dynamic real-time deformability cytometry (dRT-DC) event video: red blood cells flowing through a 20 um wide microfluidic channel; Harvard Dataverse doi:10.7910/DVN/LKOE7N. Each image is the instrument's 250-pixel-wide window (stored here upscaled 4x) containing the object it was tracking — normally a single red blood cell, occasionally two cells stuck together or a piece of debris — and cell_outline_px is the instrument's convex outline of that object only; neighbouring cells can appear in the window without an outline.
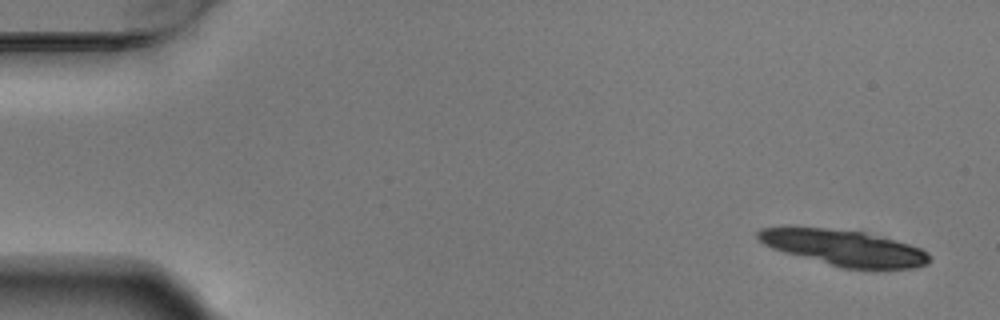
{"species": "Egyptian fruit bat (a non-hibernating species)", "species_latin": "Rousettus aegyptiacus", "temperature_condition": "warm", "stored_images_in_passage": 4, "camera_frame_rate_fps": 3000, "um_per_image_px": 0.085, "animal": {"sex": "male"}, "frame": {"image": 1, "passage_image": 1, "time_ms": 0.0, "image_size_px": [1000, 320], "cell_outline_px": [[928, 264], [912, 268], [840, 268], [784, 252], [772, 248], [764, 244], [756, 236], [756, 232], [760, 228], [824, 228], [860, 232], [896, 240], [920, 248], [928, 252]], "centroid_in_image_um": [71.73, 21.07], "position_along_channel_um": 13.3, "area_um2": 35.08}}